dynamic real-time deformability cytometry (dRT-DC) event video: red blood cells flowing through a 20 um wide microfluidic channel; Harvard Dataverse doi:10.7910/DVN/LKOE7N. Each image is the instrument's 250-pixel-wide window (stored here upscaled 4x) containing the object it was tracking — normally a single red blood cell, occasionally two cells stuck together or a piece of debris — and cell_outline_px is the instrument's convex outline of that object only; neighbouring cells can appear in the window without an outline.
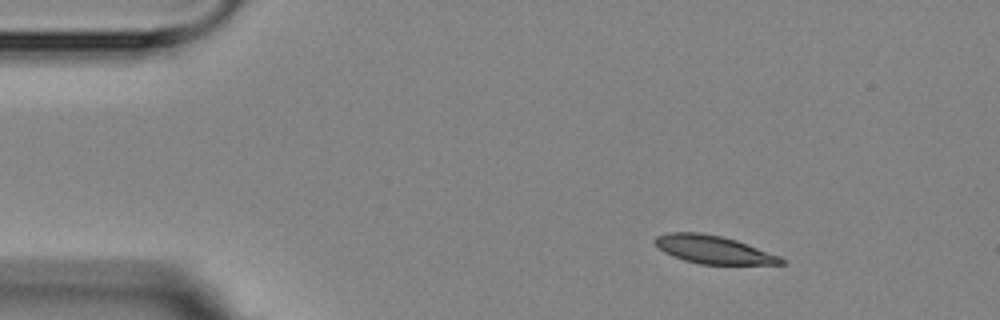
{"species": "Egyptian fruit bat (a non-hibernating species)", "species_latin": "Rousettus aegyptiacus", "temperature_condition": "room temperature", "stored_images_in_passage": 4, "camera_frame_rate_fps": 3000, "um_per_image_px": 0.085, "animal": {"sex": "female"}, "frame": {"image": 1, "passage_image": 1, "time_ms": 0.0, "image_size_px": [1000, 320], "cell_outline_px": [[784, 264], [700, 264], [684, 260], [672, 256], [664, 252], [652, 240], [656, 236], [668, 232], [700, 232], [720, 236], [736, 240], [780, 256], [784, 260]], "centroid_in_image_um": [60.6, 21.21], "position_along_channel_um": 24.4, "area_um2": 20.46}}
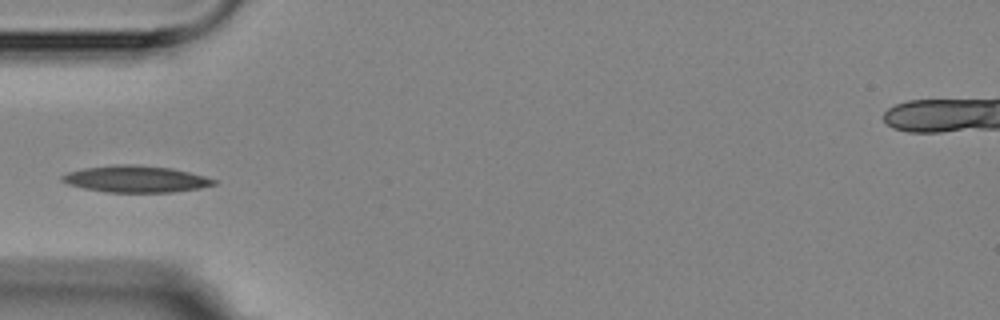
{"frame": {"image": 2, "passage_image": 4, "time_ms": 3.333, "image_size_px": [1000, 320], "cell_outline_px": [[216, 184], [200, 188], [172, 192], [104, 192], [84, 188], [68, 184], [60, 180], [60, 176], [68, 172], [84, 168], [116, 164], [132, 164], [172, 168], [204, 176], [216, 180]], "centroid_in_image_um": [11.51, 15.21], "position_along_channel_um": 73.5, "area_um2": 23.52}}